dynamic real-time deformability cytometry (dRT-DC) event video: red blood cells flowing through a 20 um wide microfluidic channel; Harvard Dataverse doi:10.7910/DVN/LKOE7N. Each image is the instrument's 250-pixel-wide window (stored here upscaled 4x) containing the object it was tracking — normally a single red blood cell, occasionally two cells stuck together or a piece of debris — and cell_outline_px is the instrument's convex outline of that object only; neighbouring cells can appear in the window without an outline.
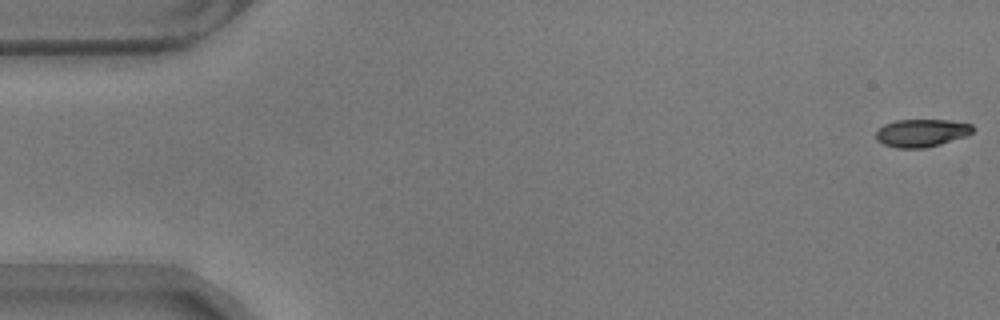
{"species": "common noctule bat (a hibernating species)", "species_latin": "Nyctalus noctula", "temperature_condition": "warm", "stored_images_in_passage": 57, "camera_frame_rate_fps": 3000, "um_per_image_px": 0.085, "animal": {"sex": "male", "body_mass_g": 17.9}, "frame": {"image": 1, "passage_image": 1, "time_ms": 0.0, "image_size_px": [1000, 320], "cell_outline_px": [[972, 132], [968, 136], [940, 144], [924, 148], [896, 148], [884, 144], [876, 140], [876, 132], [884, 124], [896, 120], [948, 120], [972, 124]], "centroid_in_image_um": [78.33, 11.3], "position_along_channel_um": 6.7, "area_um2": 15.66}}
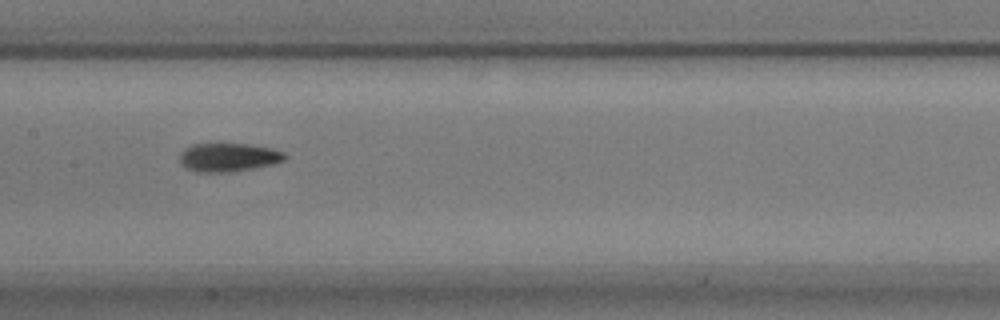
{"frame": {"image": 2, "passage_image": 28, "time_ms": 9.0, "image_size_px": [1000, 320], "cell_outline_px": [[288, 156], [284, 160], [272, 164], [252, 168], [224, 172], [196, 172], [184, 168], [180, 164], [180, 152], [184, 148], [192, 144], [252, 144], [272, 148], [284, 152]], "centroid_in_image_um": [19.39, 13.36], "position_along_channel_um": 188.0, "area_um2": 17.57}}
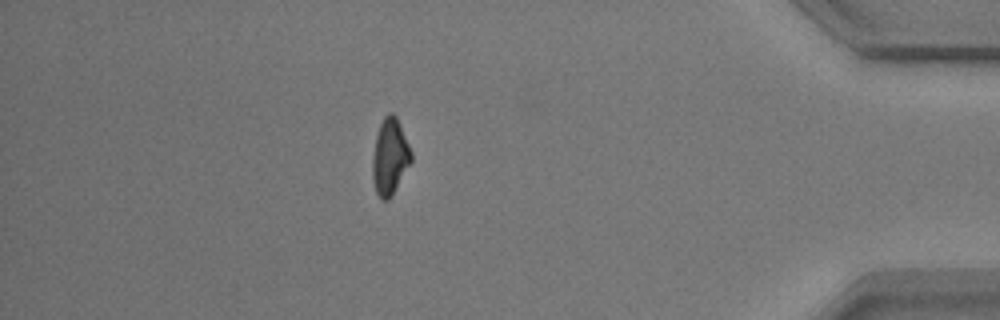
{"frame": {"image": 3, "passage_image": 50, "time_ms": 16.333, "image_size_px": [1000, 320], "cell_outline_px": [[412, 160], [388, 200], [380, 200], [376, 192], [372, 180], [372, 156], [376, 136], [380, 124], [384, 116], [388, 112], [392, 112], [396, 116], [400, 124], [412, 152]], "centroid_in_image_um": [33.12, 13.3], "position_along_channel_um": 402.1, "area_um2": 17.11}, "authors_computed_cell_mechanics": {"area_um2": 17.051, "velocity_mm_per_s": 3.5329, "shape_relaxation_time_tau1_ms": 4.2856, "shape_relaxation_time_tau2_ms": 2.8213, "deformation_change_tau1": 0.1608, "deformation_change_tau2": 0.0841}}